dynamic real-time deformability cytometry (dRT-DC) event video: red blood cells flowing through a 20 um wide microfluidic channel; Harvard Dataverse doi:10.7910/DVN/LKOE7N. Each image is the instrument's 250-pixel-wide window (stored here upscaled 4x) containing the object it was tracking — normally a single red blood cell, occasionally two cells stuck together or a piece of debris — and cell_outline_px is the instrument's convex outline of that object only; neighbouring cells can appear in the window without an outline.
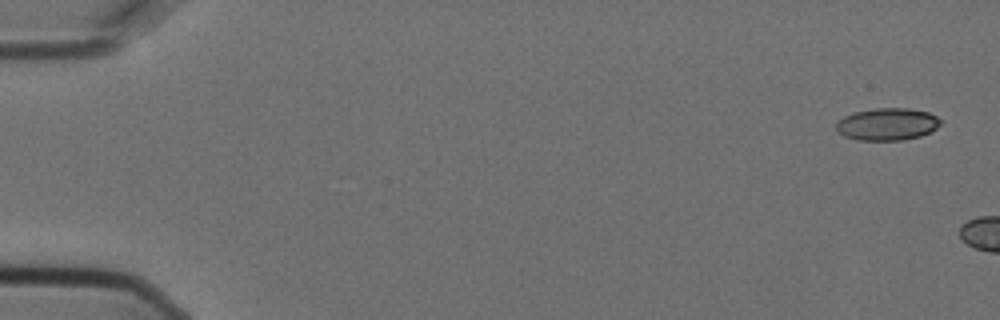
{"species": "Egyptian fruit bat (a non-hibernating species)", "species_latin": "Rousettus aegyptiacus", "temperature_condition": "cold", "stored_images_in_passage": 2, "camera_frame_rate_fps": 3000, "um_per_image_px": 0.085, "animal": {"sex": "female"}, "frame": {"image": 1, "passage_image": 1, "time_ms": 0.0, "image_size_px": [1000, 320], "cell_outline_px": [[940, 124], [936, 128], [920, 136], [900, 140], [860, 140], [844, 136], [836, 132], [836, 120], [844, 116], [856, 112], [876, 108], [908, 108], [928, 112], [936, 116], [940, 120]], "centroid_in_image_um": [75.37, 10.55], "position_along_channel_um": 9.6, "area_um2": 19.54}}